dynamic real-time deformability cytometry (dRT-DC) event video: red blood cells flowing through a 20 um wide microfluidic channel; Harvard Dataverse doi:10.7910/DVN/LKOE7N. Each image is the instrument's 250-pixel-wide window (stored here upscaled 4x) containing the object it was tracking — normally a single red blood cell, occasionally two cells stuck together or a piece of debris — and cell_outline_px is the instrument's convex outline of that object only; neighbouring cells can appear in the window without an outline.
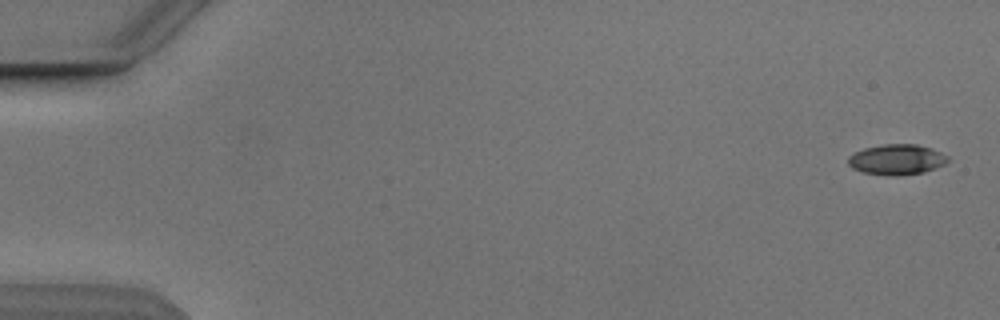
{"species": "Egyptian fruit bat (a non-hibernating species)", "species_latin": "Rousettus aegyptiacus", "temperature_condition": "cold", "stored_images_in_passage": 5, "camera_frame_rate_fps": 3000, "um_per_image_px": 0.085, "animal": {"sex": "male"}, "frame": {"image": 1, "passage_image": 1, "time_ms": 0.0, "image_size_px": [1000, 320], "cell_outline_px": [[948, 160], [944, 164], [924, 172], [896, 176], [864, 172], [852, 168], [848, 164], [848, 156], [864, 148], [884, 144], [916, 144], [932, 148], [948, 156]], "centroid_in_image_um": [76.22, 13.55], "position_along_channel_um": 8.8, "area_um2": 17.51}}
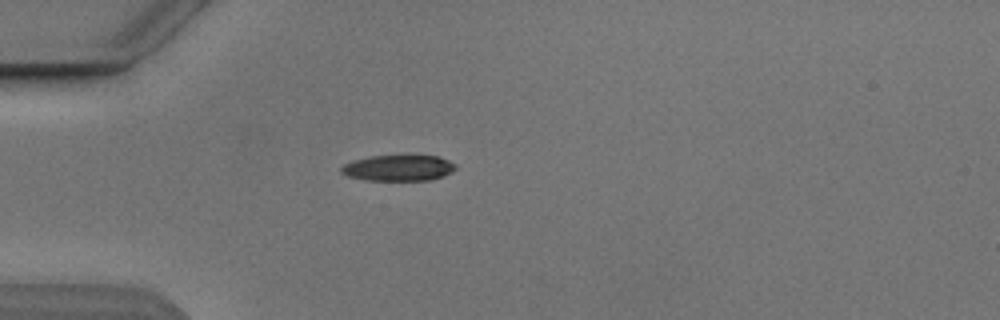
{"frame": {"image": 2, "passage_image": 5, "time_ms": 4.667, "image_size_px": [1000, 320], "cell_outline_px": [[456, 168], [452, 172], [428, 180], [368, 180], [348, 176], [340, 172], [340, 168], [344, 164], [352, 160], [372, 156], [436, 156], [448, 160], [456, 164]], "centroid_in_image_um": [33.84, 14.27], "position_along_channel_um": 51.2, "area_um2": 17.05}}